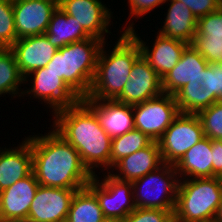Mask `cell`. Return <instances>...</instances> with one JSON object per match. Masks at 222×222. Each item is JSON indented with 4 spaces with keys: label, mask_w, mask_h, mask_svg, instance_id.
Wrapping results in <instances>:
<instances>
[{
    "label": "cell",
    "mask_w": 222,
    "mask_h": 222,
    "mask_svg": "<svg viewBox=\"0 0 222 222\" xmlns=\"http://www.w3.org/2000/svg\"><path fill=\"white\" fill-rule=\"evenodd\" d=\"M26 138L32 152V172L39 185L83 189L93 179L79 152L54 129Z\"/></svg>",
    "instance_id": "cell-1"
},
{
    "label": "cell",
    "mask_w": 222,
    "mask_h": 222,
    "mask_svg": "<svg viewBox=\"0 0 222 222\" xmlns=\"http://www.w3.org/2000/svg\"><path fill=\"white\" fill-rule=\"evenodd\" d=\"M52 117L51 120L54 121L51 129L79 152L84 166L93 176L98 173L97 168L110 172L112 138L101 127L98 116L83 99L56 111Z\"/></svg>",
    "instance_id": "cell-2"
},
{
    "label": "cell",
    "mask_w": 222,
    "mask_h": 222,
    "mask_svg": "<svg viewBox=\"0 0 222 222\" xmlns=\"http://www.w3.org/2000/svg\"><path fill=\"white\" fill-rule=\"evenodd\" d=\"M122 33V34H121ZM113 49L100 48L96 73L87 97L92 100H115L129 79L134 62L142 55L137 40L129 33L120 31Z\"/></svg>",
    "instance_id": "cell-3"
},
{
    "label": "cell",
    "mask_w": 222,
    "mask_h": 222,
    "mask_svg": "<svg viewBox=\"0 0 222 222\" xmlns=\"http://www.w3.org/2000/svg\"><path fill=\"white\" fill-rule=\"evenodd\" d=\"M103 43L102 40L91 37L68 44L55 52L46 67L83 99L90 92Z\"/></svg>",
    "instance_id": "cell-4"
},
{
    "label": "cell",
    "mask_w": 222,
    "mask_h": 222,
    "mask_svg": "<svg viewBox=\"0 0 222 222\" xmlns=\"http://www.w3.org/2000/svg\"><path fill=\"white\" fill-rule=\"evenodd\" d=\"M221 200L222 183L218 177L180 179L174 222L215 219Z\"/></svg>",
    "instance_id": "cell-5"
},
{
    "label": "cell",
    "mask_w": 222,
    "mask_h": 222,
    "mask_svg": "<svg viewBox=\"0 0 222 222\" xmlns=\"http://www.w3.org/2000/svg\"><path fill=\"white\" fill-rule=\"evenodd\" d=\"M179 180L175 166L163 163L156 170L132 182L135 206L175 210Z\"/></svg>",
    "instance_id": "cell-6"
},
{
    "label": "cell",
    "mask_w": 222,
    "mask_h": 222,
    "mask_svg": "<svg viewBox=\"0 0 222 222\" xmlns=\"http://www.w3.org/2000/svg\"><path fill=\"white\" fill-rule=\"evenodd\" d=\"M181 113L197 114L222 100V63L209 65L174 94Z\"/></svg>",
    "instance_id": "cell-7"
},
{
    "label": "cell",
    "mask_w": 222,
    "mask_h": 222,
    "mask_svg": "<svg viewBox=\"0 0 222 222\" xmlns=\"http://www.w3.org/2000/svg\"><path fill=\"white\" fill-rule=\"evenodd\" d=\"M105 174L103 179L102 175L93 176L87 188L96 196L104 218L122 221L136 208L133 184L115 178L110 172Z\"/></svg>",
    "instance_id": "cell-8"
},
{
    "label": "cell",
    "mask_w": 222,
    "mask_h": 222,
    "mask_svg": "<svg viewBox=\"0 0 222 222\" xmlns=\"http://www.w3.org/2000/svg\"><path fill=\"white\" fill-rule=\"evenodd\" d=\"M204 137L197 114L180 112L158 140L163 163L175 165Z\"/></svg>",
    "instance_id": "cell-9"
},
{
    "label": "cell",
    "mask_w": 222,
    "mask_h": 222,
    "mask_svg": "<svg viewBox=\"0 0 222 222\" xmlns=\"http://www.w3.org/2000/svg\"><path fill=\"white\" fill-rule=\"evenodd\" d=\"M31 78V79H30ZM31 80V88L23 90L22 97L32 96L45 103L52 115L65 107L78 103L81 98L53 71L39 68L24 77L25 85ZM28 96H27V95ZM43 100V101H42ZM48 105V106H47Z\"/></svg>",
    "instance_id": "cell-10"
},
{
    "label": "cell",
    "mask_w": 222,
    "mask_h": 222,
    "mask_svg": "<svg viewBox=\"0 0 222 222\" xmlns=\"http://www.w3.org/2000/svg\"><path fill=\"white\" fill-rule=\"evenodd\" d=\"M134 127L158 141L180 113L174 95H161L132 106Z\"/></svg>",
    "instance_id": "cell-11"
},
{
    "label": "cell",
    "mask_w": 222,
    "mask_h": 222,
    "mask_svg": "<svg viewBox=\"0 0 222 222\" xmlns=\"http://www.w3.org/2000/svg\"><path fill=\"white\" fill-rule=\"evenodd\" d=\"M58 7L75 18L91 37L107 42L108 34H112L109 26H113V12L102 0H60Z\"/></svg>",
    "instance_id": "cell-12"
},
{
    "label": "cell",
    "mask_w": 222,
    "mask_h": 222,
    "mask_svg": "<svg viewBox=\"0 0 222 222\" xmlns=\"http://www.w3.org/2000/svg\"><path fill=\"white\" fill-rule=\"evenodd\" d=\"M162 93V79L141 55L134 62L129 79L115 101L133 106Z\"/></svg>",
    "instance_id": "cell-13"
},
{
    "label": "cell",
    "mask_w": 222,
    "mask_h": 222,
    "mask_svg": "<svg viewBox=\"0 0 222 222\" xmlns=\"http://www.w3.org/2000/svg\"><path fill=\"white\" fill-rule=\"evenodd\" d=\"M12 1L17 39L44 35L51 16L58 7V2L56 0Z\"/></svg>",
    "instance_id": "cell-14"
},
{
    "label": "cell",
    "mask_w": 222,
    "mask_h": 222,
    "mask_svg": "<svg viewBox=\"0 0 222 222\" xmlns=\"http://www.w3.org/2000/svg\"><path fill=\"white\" fill-rule=\"evenodd\" d=\"M78 190L81 189L39 185L28 212V219L43 222L66 221L71 200Z\"/></svg>",
    "instance_id": "cell-15"
},
{
    "label": "cell",
    "mask_w": 222,
    "mask_h": 222,
    "mask_svg": "<svg viewBox=\"0 0 222 222\" xmlns=\"http://www.w3.org/2000/svg\"><path fill=\"white\" fill-rule=\"evenodd\" d=\"M136 32L135 29L129 31L139 43L142 56L161 79L176 66L181 59L184 49L189 45L156 32L157 35L154 37V43L152 42L149 46Z\"/></svg>",
    "instance_id": "cell-16"
},
{
    "label": "cell",
    "mask_w": 222,
    "mask_h": 222,
    "mask_svg": "<svg viewBox=\"0 0 222 222\" xmlns=\"http://www.w3.org/2000/svg\"><path fill=\"white\" fill-rule=\"evenodd\" d=\"M39 183L32 172L0 192V218L4 222H20L28 212Z\"/></svg>",
    "instance_id": "cell-17"
},
{
    "label": "cell",
    "mask_w": 222,
    "mask_h": 222,
    "mask_svg": "<svg viewBox=\"0 0 222 222\" xmlns=\"http://www.w3.org/2000/svg\"><path fill=\"white\" fill-rule=\"evenodd\" d=\"M10 48L23 77L36 69L46 67L58 50L45 35L19 38Z\"/></svg>",
    "instance_id": "cell-18"
},
{
    "label": "cell",
    "mask_w": 222,
    "mask_h": 222,
    "mask_svg": "<svg viewBox=\"0 0 222 222\" xmlns=\"http://www.w3.org/2000/svg\"><path fill=\"white\" fill-rule=\"evenodd\" d=\"M162 164L159 143L152 141L147 147L119 160L111 168L110 174L119 180L133 182Z\"/></svg>",
    "instance_id": "cell-19"
},
{
    "label": "cell",
    "mask_w": 222,
    "mask_h": 222,
    "mask_svg": "<svg viewBox=\"0 0 222 222\" xmlns=\"http://www.w3.org/2000/svg\"><path fill=\"white\" fill-rule=\"evenodd\" d=\"M83 100L96 113L101 127L111 138L135 129L131 105L115 100H92L89 98H83Z\"/></svg>",
    "instance_id": "cell-20"
},
{
    "label": "cell",
    "mask_w": 222,
    "mask_h": 222,
    "mask_svg": "<svg viewBox=\"0 0 222 222\" xmlns=\"http://www.w3.org/2000/svg\"><path fill=\"white\" fill-rule=\"evenodd\" d=\"M30 141L23 137L14 148L0 147V192L32 173Z\"/></svg>",
    "instance_id": "cell-21"
},
{
    "label": "cell",
    "mask_w": 222,
    "mask_h": 222,
    "mask_svg": "<svg viewBox=\"0 0 222 222\" xmlns=\"http://www.w3.org/2000/svg\"><path fill=\"white\" fill-rule=\"evenodd\" d=\"M166 2L167 7L169 5L166 18L157 32L165 37L192 44L196 35L197 18L184 3L177 0Z\"/></svg>",
    "instance_id": "cell-22"
},
{
    "label": "cell",
    "mask_w": 222,
    "mask_h": 222,
    "mask_svg": "<svg viewBox=\"0 0 222 222\" xmlns=\"http://www.w3.org/2000/svg\"><path fill=\"white\" fill-rule=\"evenodd\" d=\"M208 65L207 60L189 44L176 66L162 78L163 93L174 95Z\"/></svg>",
    "instance_id": "cell-23"
},
{
    "label": "cell",
    "mask_w": 222,
    "mask_h": 222,
    "mask_svg": "<svg viewBox=\"0 0 222 222\" xmlns=\"http://www.w3.org/2000/svg\"><path fill=\"white\" fill-rule=\"evenodd\" d=\"M174 166L179 179L212 178L211 139L205 136Z\"/></svg>",
    "instance_id": "cell-24"
},
{
    "label": "cell",
    "mask_w": 222,
    "mask_h": 222,
    "mask_svg": "<svg viewBox=\"0 0 222 222\" xmlns=\"http://www.w3.org/2000/svg\"><path fill=\"white\" fill-rule=\"evenodd\" d=\"M44 35L58 49L73 42L91 38L80 23L67 15L60 7L53 12Z\"/></svg>",
    "instance_id": "cell-25"
},
{
    "label": "cell",
    "mask_w": 222,
    "mask_h": 222,
    "mask_svg": "<svg viewBox=\"0 0 222 222\" xmlns=\"http://www.w3.org/2000/svg\"><path fill=\"white\" fill-rule=\"evenodd\" d=\"M22 84L24 85V77L20 73L13 51L11 48H0V97L6 94L11 95V98L22 97Z\"/></svg>",
    "instance_id": "cell-26"
},
{
    "label": "cell",
    "mask_w": 222,
    "mask_h": 222,
    "mask_svg": "<svg viewBox=\"0 0 222 222\" xmlns=\"http://www.w3.org/2000/svg\"><path fill=\"white\" fill-rule=\"evenodd\" d=\"M103 218L96 196L87 187L75 192L67 222H100Z\"/></svg>",
    "instance_id": "cell-27"
},
{
    "label": "cell",
    "mask_w": 222,
    "mask_h": 222,
    "mask_svg": "<svg viewBox=\"0 0 222 222\" xmlns=\"http://www.w3.org/2000/svg\"><path fill=\"white\" fill-rule=\"evenodd\" d=\"M151 142L146 134L136 129L112 138L110 170L119 160L147 147Z\"/></svg>",
    "instance_id": "cell-28"
},
{
    "label": "cell",
    "mask_w": 222,
    "mask_h": 222,
    "mask_svg": "<svg viewBox=\"0 0 222 222\" xmlns=\"http://www.w3.org/2000/svg\"><path fill=\"white\" fill-rule=\"evenodd\" d=\"M208 138L222 140V100L197 113Z\"/></svg>",
    "instance_id": "cell-29"
},
{
    "label": "cell",
    "mask_w": 222,
    "mask_h": 222,
    "mask_svg": "<svg viewBox=\"0 0 222 222\" xmlns=\"http://www.w3.org/2000/svg\"><path fill=\"white\" fill-rule=\"evenodd\" d=\"M17 40L12 0H0V48H10Z\"/></svg>",
    "instance_id": "cell-30"
},
{
    "label": "cell",
    "mask_w": 222,
    "mask_h": 222,
    "mask_svg": "<svg viewBox=\"0 0 222 222\" xmlns=\"http://www.w3.org/2000/svg\"><path fill=\"white\" fill-rule=\"evenodd\" d=\"M191 45L208 63H222V37L202 38L195 35Z\"/></svg>",
    "instance_id": "cell-31"
},
{
    "label": "cell",
    "mask_w": 222,
    "mask_h": 222,
    "mask_svg": "<svg viewBox=\"0 0 222 222\" xmlns=\"http://www.w3.org/2000/svg\"><path fill=\"white\" fill-rule=\"evenodd\" d=\"M166 1L167 0H128L129 16L127 20H129V24L127 23L128 21H126L124 24L125 27H122L124 32H129L136 27L134 25L135 23L133 22L134 18H143V16H145L147 13H151L150 11H153L155 8L157 9V7L163 6ZM131 17L133 19H131Z\"/></svg>",
    "instance_id": "cell-32"
},
{
    "label": "cell",
    "mask_w": 222,
    "mask_h": 222,
    "mask_svg": "<svg viewBox=\"0 0 222 222\" xmlns=\"http://www.w3.org/2000/svg\"><path fill=\"white\" fill-rule=\"evenodd\" d=\"M196 35L202 38L222 37V8L197 19Z\"/></svg>",
    "instance_id": "cell-33"
},
{
    "label": "cell",
    "mask_w": 222,
    "mask_h": 222,
    "mask_svg": "<svg viewBox=\"0 0 222 222\" xmlns=\"http://www.w3.org/2000/svg\"><path fill=\"white\" fill-rule=\"evenodd\" d=\"M174 210L135 208L122 222H174Z\"/></svg>",
    "instance_id": "cell-34"
},
{
    "label": "cell",
    "mask_w": 222,
    "mask_h": 222,
    "mask_svg": "<svg viewBox=\"0 0 222 222\" xmlns=\"http://www.w3.org/2000/svg\"><path fill=\"white\" fill-rule=\"evenodd\" d=\"M184 3L199 19L220 8L218 0H177Z\"/></svg>",
    "instance_id": "cell-35"
},
{
    "label": "cell",
    "mask_w": 222,
    "mask_h": 222,
    "mask_svg": "<svg viewBox=\"0 0 222 222\" xmlns=\"http://www.w3.org/2000/svg\"><path fill=\"white\" fill-rule=\"evenodd\" d=\"M212 150V177H218L222 173V140H211Z\"/></svg>",
    "instance_id": "cell-36"
},
{
    "label": "cell",
    "mask_w": 222,
    "mask_h": 222,
    "mask_svg": "<svg viewBox=\"0 0 222 222\" xmlns=\"http://www.w3.org/2000/svg\"><path fill=\"white\" fill-rule=\"evenodd\" d=\"M215 221L216 222H222V200L219 204V208H218V211H217L216 216H215Z\"/></svg>",
    "instance_id": "cell-37"
},
{
    "label": "cell",
    "mask_w": 222,
    "mask_h": 222,
    "mask_svg": "<svg viewBox=\"0 0 222 222\" xmlns=\"http://www.w3.org/2000/svg\"><path fill=\"white\" fill-rule=\"evenodd\" d=\"M100 222H122V221L117 219L103 218Z\"/></svg>",
    "instance_id": "cell-38"
},
{
    "label": "cell",
    "mask_w": 222,
    "mask_h": 222,
    "mask_svg": "<svg viewBox=\"0 0 222 222\" xmlns=\"http://www.w3.org/2000/svg\"><path fill=\"white\" fill-rule=\"evenodd\" d=\"M20 222H43V221H36V220H33V219H25V220H22Z\"/></svg>",
    "instance_id": "cell-39"
},
{
    "label": "cell",
    "mask_w": 222,
    "mask_h": 222,
    "mask_svg": "<svg viewBox=\"0 0 222 222\" xmlns=\"http://www.w3.org/2000/svg\"><path fill=\"white\" fill-rule=\"evenodd\" d=\"M196 222H216V221H215V219H212V220L196 221Z\"/></svg>",
    "instance_id": "cell-40"
},
{
    "label": "cell",
    "mask_w": 222,
    "mask_h": 222,
    "mask_svg": "<svg viewBox=\"0 0 222 222\" xmlns=\"http://www.w3.org/2000/svg\"><path fill=\"white\" fill-rule=\"evenodd\" d=\"M220 182L222 183V173L218 176Z\"/></svg>",
    "instance_id": "cell-41"
},
{
    "label": "cell",
    "mask_w": 222,
    "mask_h": 222,
    "mask_svg": "<svg viewBox=\"0 0 222 222\" xmlns=\"http://www.w3.org/2000/svg\"><path fill=\"white\" fill-rule=\"evenodd\" d=\"M220 4V8H222V0H218Z\"/></svg>",
    "instance_id": "cell-42"
}]
</instances>
